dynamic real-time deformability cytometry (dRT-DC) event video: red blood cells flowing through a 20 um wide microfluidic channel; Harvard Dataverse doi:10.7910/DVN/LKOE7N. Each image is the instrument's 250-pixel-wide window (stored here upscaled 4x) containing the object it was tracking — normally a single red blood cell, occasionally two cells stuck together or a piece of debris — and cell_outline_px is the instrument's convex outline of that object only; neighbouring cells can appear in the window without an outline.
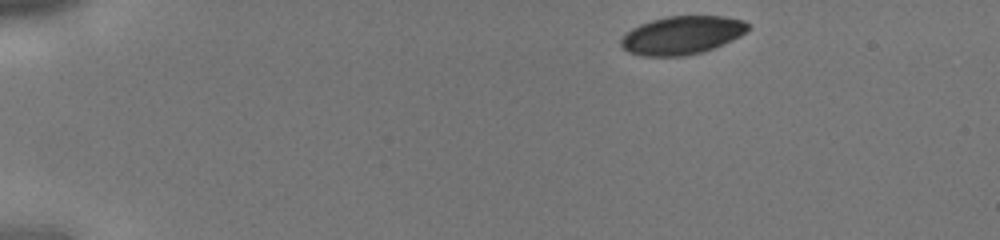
{"species": "human", "species_latin": "Homo sapiens", "temperature_condition": "cold", "stored_images_in_passage": 37, "camera_frame_rate_fps": 3000, "um_per_image_px": 0.085, "donor": {"sex": "male"}, "frame": {"image": 1, "passage_image": 1, "time_ms": 0.0, "image_size_px": [1000, 240], "cell_outline_px": [[748, 28], [740, 36], [732, 40], [704, 52], [688, 56], [640, 56], [628, 52], [620, 44], [620, 40], [632, 28], [640, 24], [652, 20], [668, 16], [724, 16], [744, 20], [748, 24]], "centroid_in_image_um": [57.96, 3.0], "position_along_channel_um": 27.0, "area_um2": 28.32}}
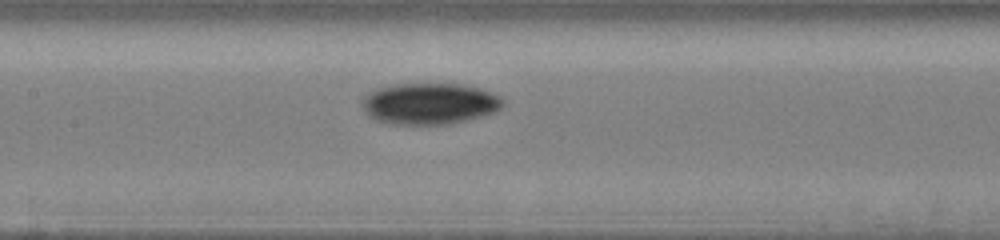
{"frame": {"image": 2, "passage_image": 16, "time_ms": 5.0, "image_size_px": [1000, 240], "cell_outline_px": [[504, 104], [496, 112], [448, 124], [388, 124], [376, 120], [368, 116], [360, 100], [368, 92], [376, 88], [392, 84], [464, 84], [480, 88], [492, 92], [500, 96], [504, 100]], "centroid_in_image_um": [36.49, 8.8], "position_along_channel_um": 170.9, "area_um2": 34.16}}
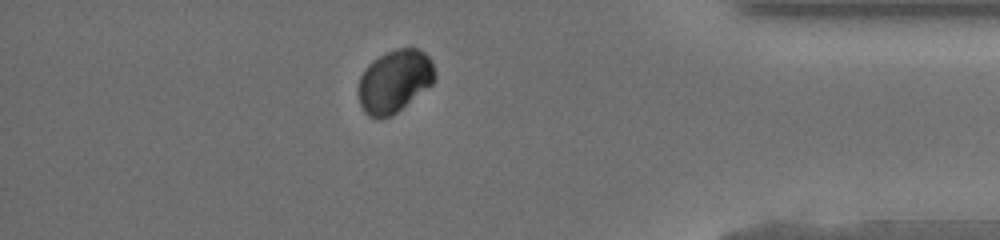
{"frame": {"image": 3, "passage_image": 32, "time_ms": 10.333, "image_size_px": [1000, 240], "cell_outline_px": [[436, 80], [432, 84], [392, 116], [376, 120], [368, 116], [364, 112], [360, 104], [360, 76], [368, 64], [372, 60], [396, 48], [416, 48], [424, 52], [432, 60], [436, 76]], "centroid_in_image_um": [33.55, 6.91], "position_along_channel_um": 401.6, "area_um2": 27.92}}